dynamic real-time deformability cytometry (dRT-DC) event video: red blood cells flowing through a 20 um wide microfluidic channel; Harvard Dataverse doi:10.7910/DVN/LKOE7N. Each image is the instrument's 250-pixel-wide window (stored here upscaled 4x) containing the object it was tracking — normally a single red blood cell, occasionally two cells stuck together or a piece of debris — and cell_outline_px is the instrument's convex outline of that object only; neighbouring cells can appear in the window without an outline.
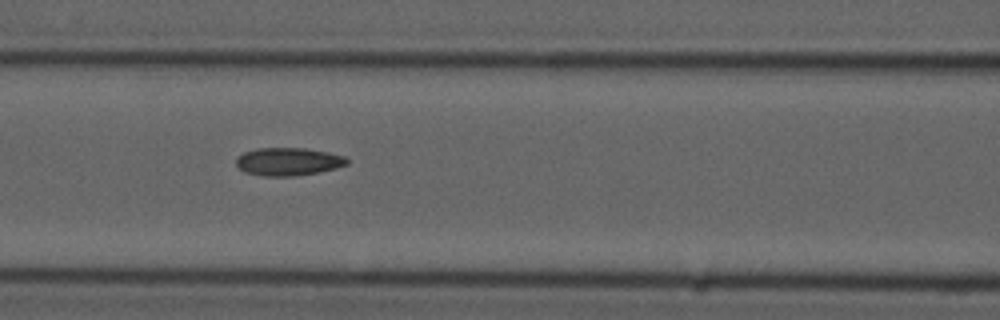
{"species": "common noctule bat (a hibernating species)", "species_latin": "Nyctalus noctula", "temperature_condition": "cold", "stored_images_in_passage": 14, "camera_frame_rate_fps": 3000, "um_per_image_px": 0.085, "animal": {"sex": "male", "forearm_length_mm": 52.5}, "frame": {"image": 1, "passage_image": 7, "time_ms": 2.0, "image_size_px": [1000, 320], "cell_outline_px": [[348, 164], [336, 168], [296, 176], [264, 176], [244, 172], [236, 164], [236, 160], [244, 152], [256, 148], [304, 148], [328, 152], [344, 156], [348, 160]], "centroid_in_image_um": [24.5, 13.73], "position_along_channel_um": 142.1, "area_um2": 17.92}}
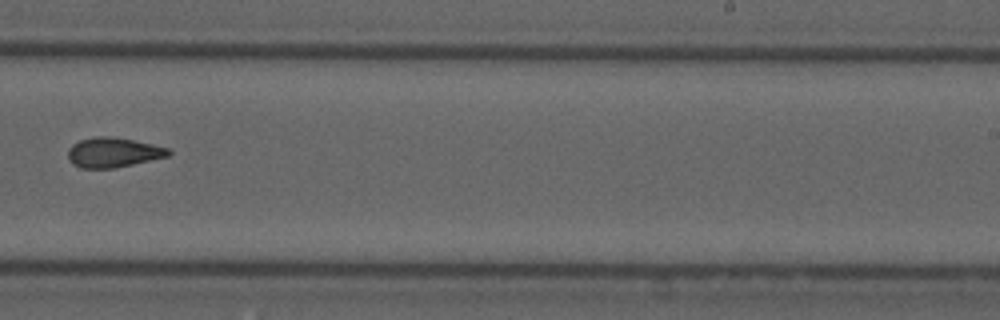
{"frame": {"image": 2, "passage_image": 10, "time_ms": 3.0, "image_size_px": [1000, 320], "cell_outline_px": [[172, 152], [168, 156], [132, 164], [112, 168], [80, 168], [72, 164], [68, 160], [68, 148], [72, 144], [80, 140], [96, 136], [112, 136], [152, 144], [168, 148]], "centroid_in_image_um": [9.58, 12.95], "position_along_channel_um": 279.4, "area_um2": 17.4}}
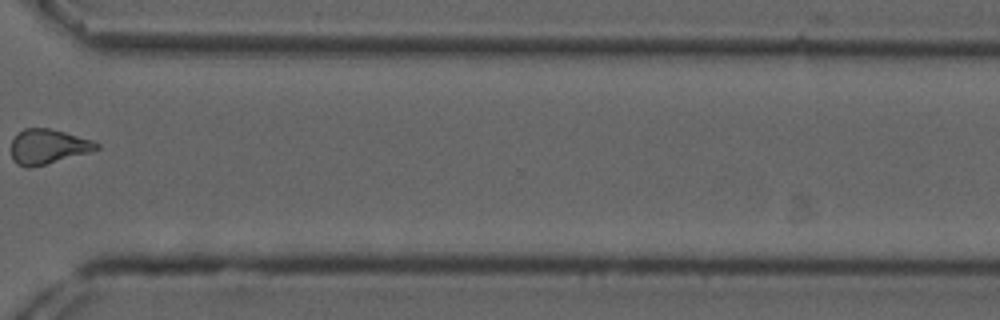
{"frame": {"image": 3, "passage_image": 12, "time_ms": 3.667, "image_size_px": [1000, 320], "cell_outline_px": [[100, 148], [88, 152], [44, 164], [28, 168], [24, 168], [16, 164], [12, 160], [12, 140], [16, 132], [24, 128], [48, 128], [64, 132], [92, 140], [100, 144]], "centroid_in_image_um": [4.03, 12.45], "position_along_channel_um": 366.6, "area_um2": 17.17}}